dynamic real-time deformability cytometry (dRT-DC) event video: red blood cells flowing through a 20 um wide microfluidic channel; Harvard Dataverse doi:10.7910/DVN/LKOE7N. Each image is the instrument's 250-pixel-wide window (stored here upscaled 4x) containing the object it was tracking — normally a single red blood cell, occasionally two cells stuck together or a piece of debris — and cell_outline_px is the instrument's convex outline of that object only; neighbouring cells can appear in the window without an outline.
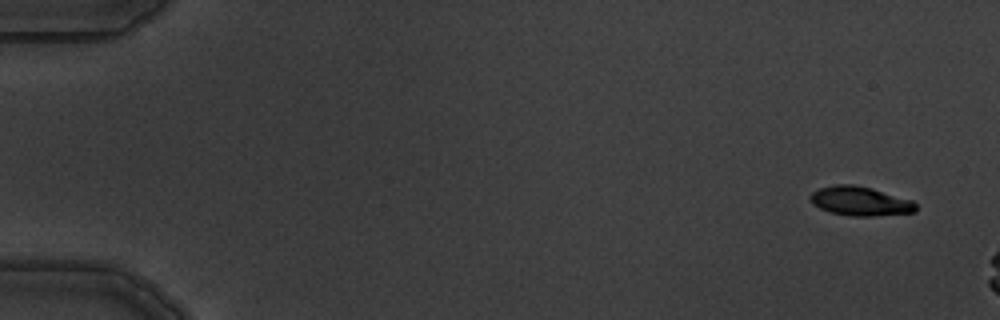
{"species": "common noctule bat (a hibernating species)", "species_latin": "Nyctalus noctula", "temperature_condition": "warm", "stored_images_in_passage": 3, "camera_frame_rate_fps": 3000, "um_per_image_px": 0.085, "animal": {"sex": "male", "body_mass_g": 19.5, "forearm_length_mm": 54.6}, "frame": {"image": 1, "passage_image": 1, "time_ms": 0.0, "image_size_px": [1000, 320], "cell_outline_px": [[916, 212], [872, 216], [852, 216], [828, 212], [812, 204], [808, 196], [812, 192], [820, 188], [836, 184], [852, 184], [872, 188], [912, 200], [916, 204]], "centroid_in_image_um": [73.09, 17.09], "position_along_channel_um": 11.9, "area_um2": 18.03}}